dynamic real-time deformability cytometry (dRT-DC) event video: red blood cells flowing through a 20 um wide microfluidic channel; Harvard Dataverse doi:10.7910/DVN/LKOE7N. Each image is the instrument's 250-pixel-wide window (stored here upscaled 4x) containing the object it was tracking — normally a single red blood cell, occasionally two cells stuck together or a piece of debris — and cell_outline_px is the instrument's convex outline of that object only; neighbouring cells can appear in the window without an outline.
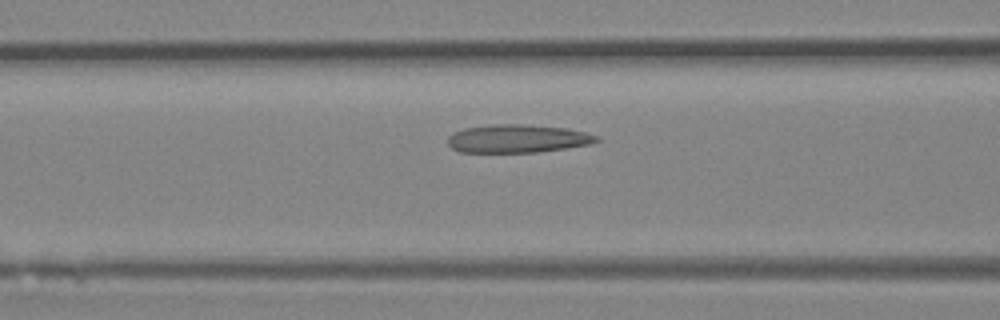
{"species": "Egyptian fruit bat (a non-hibernating species)", "species_latin": "Rousettus aegyptiacus", "temperature_condition": "room temperature", "stored_images_in_passage": 31, "camera_frame_rate_fps": 3000, "um_per_image_px": 0.085, "animal": {"sex": "female"}, "frame": {"image": 1, "passage_image": 11, "time_ms": 3.333, "image_size_px": [1000, 320], "cell_outline_px": [[600, 140], [588, 144], [564, 148], [536, 152], [460, 152], [452, 148], [448, 144], [448, 136], [452, 132], [464, 128], [492, 124], [524, 124], [568, 128], [584, 132], [596, 136]], "centroid_in_image_um": [43.93, 11.77], "position_along_channel_um": 122.7, "area_um2": 24.33}}
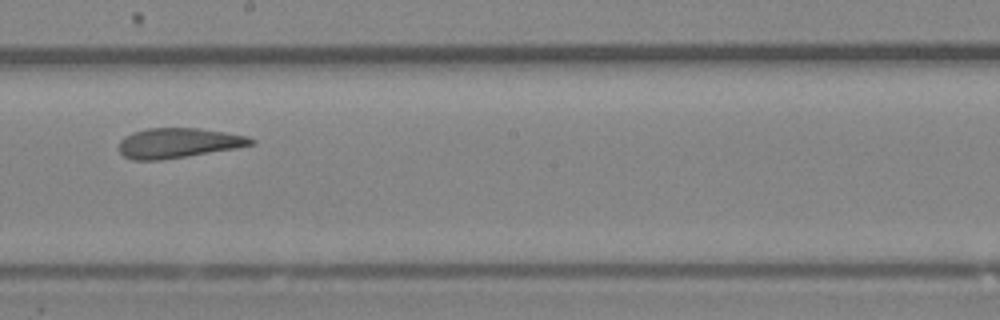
{"frame": {"image": 2, "passage_image": 18, "time_ms": 5.667, "image_size_px": [1000, 320], "cell_outline_px": [[256, 144], [236, 148], [160, 160], [132, 160], [124, 156], [120, 152], [120, 140], [124, 136], [132, 132], [148, 128], [200, 128], [248, 136], [256, 140]], "centroid_in_image_um": [15.16, 12.14], "position_along_channel_um": 233.0, "area_um2": 23.0}}
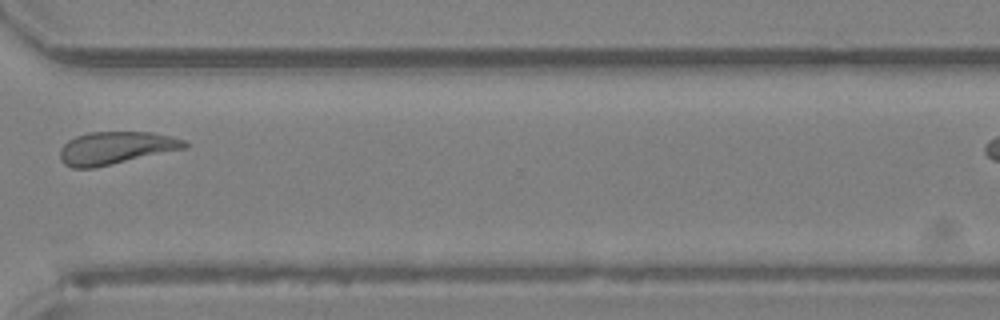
{"frame": {"image": 3, "passage_image": 26, "time_ms": 8.333, "image_size_px": [1000, 320], "cell_outline_px": [[188, 148], [96, 168], [72, 168], [64, 164], [60, 160], [60, 148], [68, 140], [76, 136], [88, 132], [152, 132], [172, 136], [184, 140], [188, 144]], "centroid_in_image_um": [9.85, 12.58], "position_along_channel_um": 360.7, "area_um2": 24.04}}